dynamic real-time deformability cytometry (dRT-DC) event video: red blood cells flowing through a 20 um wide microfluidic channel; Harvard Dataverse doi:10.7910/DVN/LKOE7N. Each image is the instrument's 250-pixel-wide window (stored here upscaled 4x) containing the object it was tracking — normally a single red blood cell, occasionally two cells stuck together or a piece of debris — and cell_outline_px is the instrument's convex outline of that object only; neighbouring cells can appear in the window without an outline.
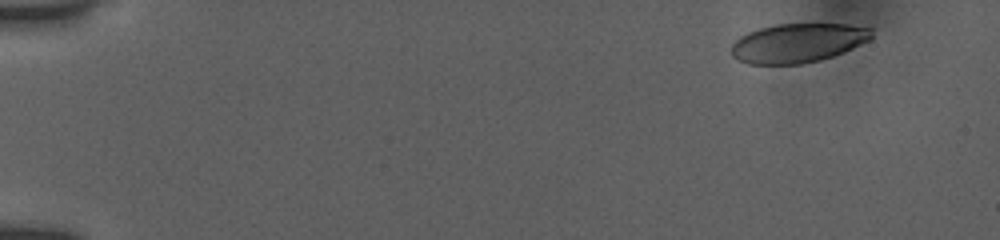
{"species": "human", "species_latin": "Homo sapiens", "temperature_condition": "room temperature", "stored_images_in_passage": 73, "camera_frame_rate_fps": 3000, "um_per_image_px": 0.085, "donor": {"sex": "female"}, "frame": {"image": 1, "passage_image": 1, "time_ms": 0.0, "image_size_px": [1000, 240], "cell_outline_px": [[872, 36], [868, 40], [852, 48], [832, 56], [820, 60], [800, 64], [748, 64], [732, 56], [732, 44], [740, 36], [748, 32], [760, 28], [776, 24], [844, 24], [872, 28]], "centroid_in_image_um": [67.8, 3.65], "position_along_channel_um": 17.2, "area_um2": 31.73}}
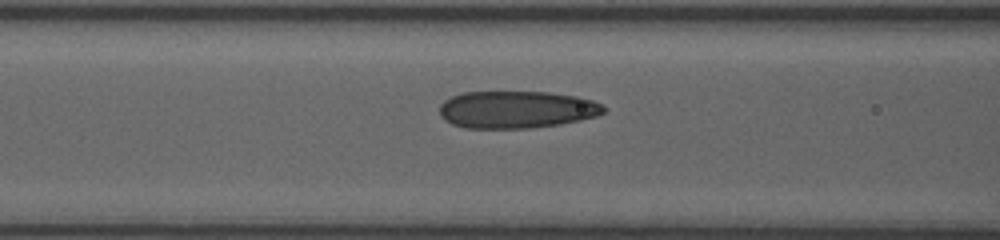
{"frame": {"image": 2, "passage_image": 32, "time_ms": 6.333, "image_size_px": [1000, 240], "cell_outline_px": [[604, 112], [596, 116], [580, 120], [560, 124], [528, 128], [464, 128], [452, 124], [444, 120], [440, 116], [440, 104], [444, 100], [452, 96], [464, 92], [548, 92], [576, 96], [592, 100], [600, 104], [604, 108]], "centroid_in_image_um": [43.87, 9.31], "position_along_channel_um": 122.7, "area_um2": 35.66}}
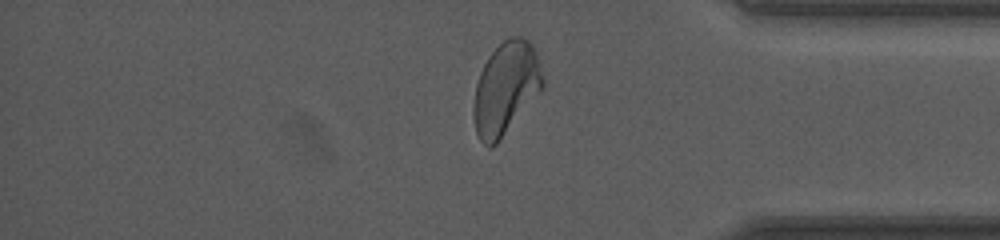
{"frame": {"image": 3, "passage_image": 65, "time_ms": 13.667, "image_size_px": [1000, 240], "cell_outline_px": [[544, 84], [496, 144], [492, 148], [488, 148], [480, 140], [476, 132], [472, 112], [472, 108], [476, 84], [480, 72], [488, 56], [504, 40], [512, 36], [520, 36], [528, 40], [532, 44], [536, 52], [544, 80]], "centroid_in_image_um": [42.95, 7.49], "position_along_channel_um": 392.2, "area_um2": 36.65}, "authors_computed_cell_mechanics": {"area_um2": 35.2002, "velocity_mm_per_s": 3.8701, "shape_relaxation_time_tau1_ms": 6.7487, "shape_relaxation_time_tau2_ms": 1.0126, "deformation_change_tau1": 0.1863, "deformation_change_tau2": 0.0779}}